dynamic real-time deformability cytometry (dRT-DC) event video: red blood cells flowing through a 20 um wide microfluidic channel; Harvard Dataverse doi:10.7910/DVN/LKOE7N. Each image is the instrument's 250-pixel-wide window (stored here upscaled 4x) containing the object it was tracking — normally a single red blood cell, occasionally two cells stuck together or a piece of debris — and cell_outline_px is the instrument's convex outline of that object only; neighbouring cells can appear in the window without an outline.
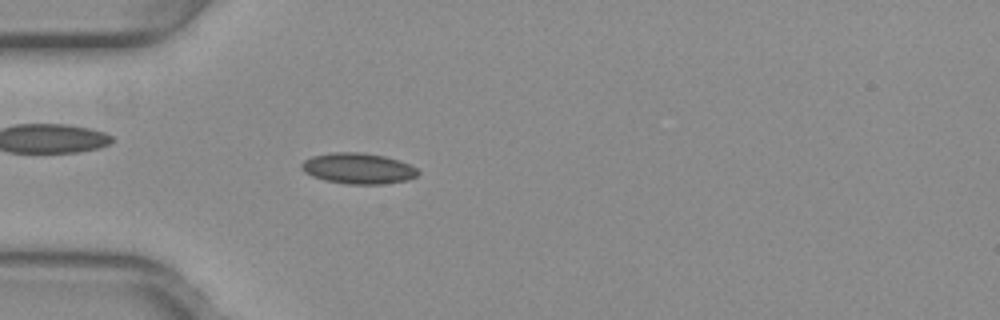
{"species": "common noctule bat (a hibernating species)", "species_latin": "Nyctalus noctula", "temperature_condition": "warm", "stored_images_in_passage": 8, "camera_frame_rate_fps": 3000, "um_per_image_px": 0.085, "animal": {"sex": "female", "body_mass_g": 29.2, "forearm_length_mm": 56.3}, "frame": {"image": 1, "passage_image": 3, "time_ms": 0.667, "image_size_px": [1000, 320], "cell_outline_px": [[420, 172], [416, 176], [408, 180], [380, 184], [348, 184], [324, 180], [312, 176], [304, 172], [300, 168], [300, 164], [304, 160], [312, 156], [332, 152], [360, 152], [384, 156], [408, 164], [416, 168]], "centroid_in_image_um": [30.4, 14.32], "position_along_channel_um": 54.6, "area_um2": 20.87}}
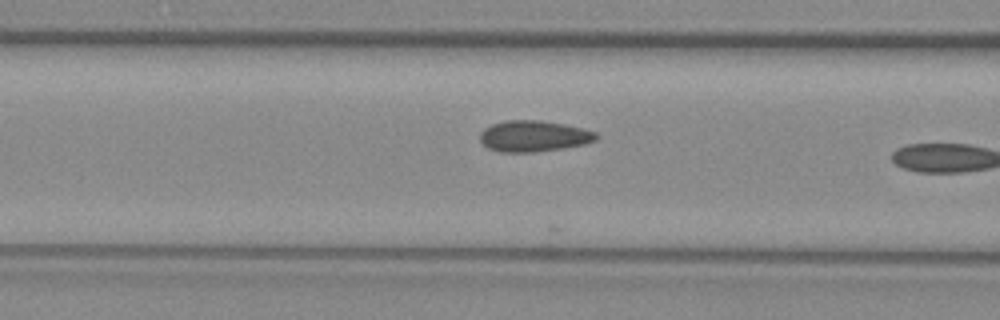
{"frame": {"image": 2, "passage_image": 6, "time_ms": 1.667, "image_size_px": [1000, 320], "cell_outline_px": [[600, 136], [596, 140], [584, 144], [564, 148], [536, 152], [500, 152], [488, 148], [480, 140], [480, 132], [484, 128], [492, 124], [504, 120], [540, 120], [564, 124], [584, 128], [596, 132]], "centroid_in_image_um": [45.38, 11.57], "position_along_channel_um": 121.2, "area_um2": 21.27}}